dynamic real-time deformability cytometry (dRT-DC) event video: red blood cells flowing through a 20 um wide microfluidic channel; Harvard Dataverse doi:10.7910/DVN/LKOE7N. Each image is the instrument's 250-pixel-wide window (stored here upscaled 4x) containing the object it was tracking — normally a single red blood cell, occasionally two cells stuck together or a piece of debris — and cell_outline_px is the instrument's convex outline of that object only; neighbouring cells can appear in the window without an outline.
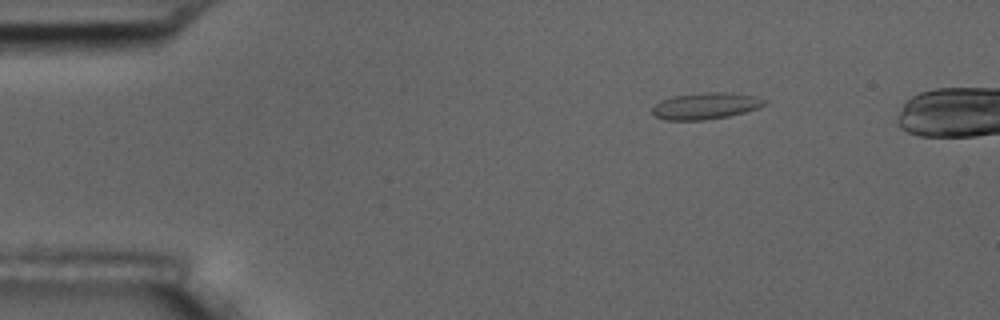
{"species": "common noctule bat (a hibernating species)", "species_latin": "Nyctalus noctula", "temperature_condition": "room temperature", "stored_images_in_passage": 9, "camera_frame_rate_fps": 3000, "um_per_image_px": 0.085, "animal": {"sex": "male", "body_mass_g": 17.5, "forearm_length_mm": 52.3}, "frame": {"image": 1, "passage_image": 1, "time_ms": 0.0, "image_size_px": [1000, 320], "cell_outline_px": [[768, 100], [760, 108], [728, 116], [704, 120], [664, 120], [652, 116], [652, 108], [660, 100], [672, 96], [704, 92], [732, 92], [756, 96]], "centroid_in_image_um": [59.97, 9.0], "position_along_channel_um": 25.0, "area_um2": 17.63}}
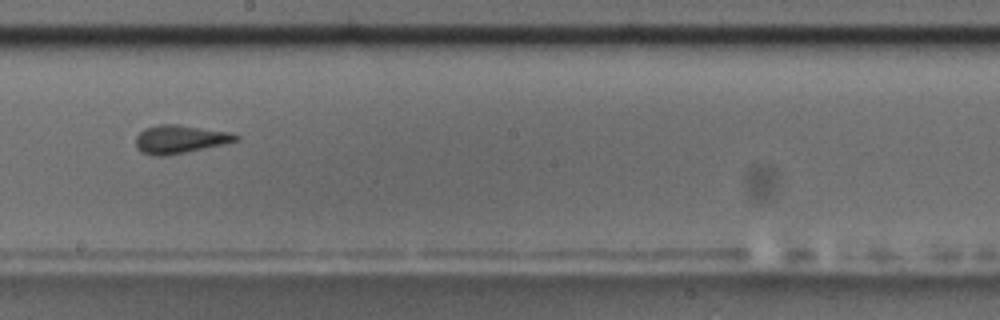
{"frame": {"image": 2, "passage_image": 8, "time_ms": 2.333, "image_size_px": [1000, 320], "cell_outline_px": [[240, 140], [224, 144], [164, 156], [152, 156], [140, 152], [136, 148], [136, 136], [144, 128], [156, 124], [180, 124], [232, 132], [240, 136]], "centroid_in_image_um": [15.29, 11.82], "position_along_channel_um": 232.9, "area_um2": 16.76}}
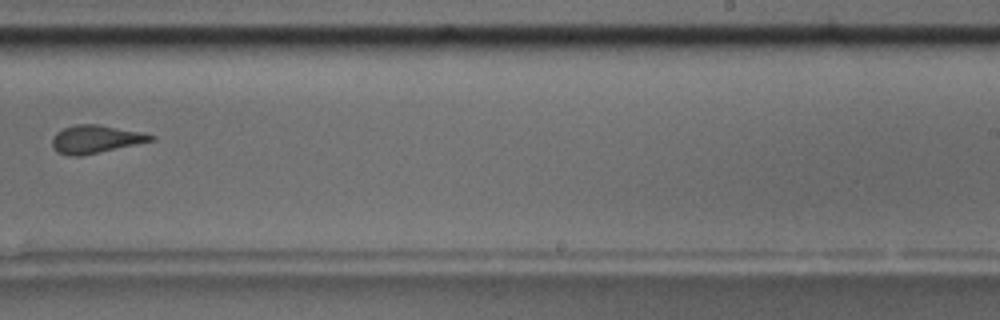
{"frame": {"image": 3, "passage_image": 9, "time_ms": 2.667, "image_size_px": [1000, 320], "cell_outline_px": [[156, 140], [80, 156], [72, 156], [56, 152], [52, 148], [52, 136], [56, 132], [64, 128], [76, 124], [96, 124], [144, 132], [156, 136]], "centroid_in_image_um": [8.13, 11.82], "position_along_channel_um": 280.9, "area_um2": 16.18}}